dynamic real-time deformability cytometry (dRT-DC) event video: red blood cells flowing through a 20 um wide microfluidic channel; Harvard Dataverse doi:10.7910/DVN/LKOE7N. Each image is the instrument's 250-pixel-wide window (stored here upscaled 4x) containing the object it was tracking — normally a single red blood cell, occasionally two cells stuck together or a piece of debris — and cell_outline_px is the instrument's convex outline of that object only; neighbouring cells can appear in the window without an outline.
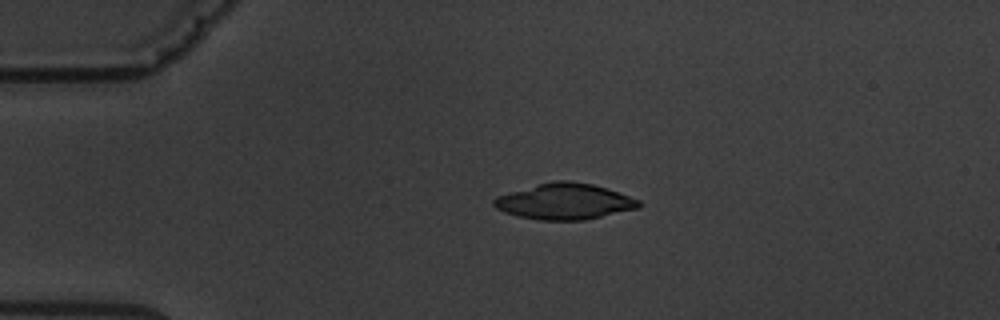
{"species": "common noctule bat (a hibernating species)", "species_latin": "Nyctalus noctula", "temperature_condition": "warm", "stored_images_in_passage": 4, "camera_frame_rate_fps": 3000, "um_per_image_px": 0.085, "animal": {"sex": "male", "body_mass_g": 19.5, "forearm_length_mm": 54.6}, "frame": {"image": 1, "passage_image": 3, "time_ms": 2.333, "image_size_px": [1000, 320], "cell_outline_px": [[640, 208], [584, 220], [540, 220], [516, 216], [504, 212], [496, 208], [492, 204], [492, 200], [496, 196], [552, 180], [568, 180], [592, 184], [608, 188], [640, 200]], "centroid_in_image_um": [47.99, 17.12], "position_along_channel_um": 37.0, "area_um2": 30.46}}